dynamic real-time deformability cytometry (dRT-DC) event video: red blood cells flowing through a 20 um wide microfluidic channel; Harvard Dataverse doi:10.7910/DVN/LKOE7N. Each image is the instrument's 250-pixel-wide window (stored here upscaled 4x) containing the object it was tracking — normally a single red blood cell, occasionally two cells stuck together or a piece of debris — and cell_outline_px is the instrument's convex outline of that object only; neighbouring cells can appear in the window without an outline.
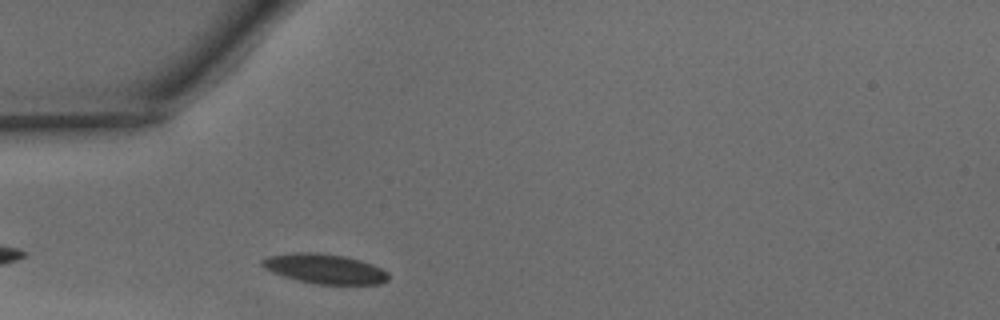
{"species": "common noctule bat (a hibernating species)", "species_latin": "Nyctalus noctula", "temperature_condition": "warm", "stored_images_in_passage": 26, "camera_frame_rate_fps": 3000, "um_per_image_px": 0.085, "animal": {"sex": "male", "body_mass_g": 15.6}, "frame": {"image": 1, "passage_image": 3, "time_ms": 0.667, "image_size_px": [1000, 320], "cell_outline_px": [[388, 280], [380, 284], [316, 284], [284, 276], [272, 272], [264, 268], [260, 264], [260, 260], [264, 256], [292, 252], [316, 252], [344, 256], [360, 260], [372, 264], [388, 272]], "centroid_in_image_um": [27.55, 22.83], "position_along_channel_um": 57.4, "area_um2": 21.96}}
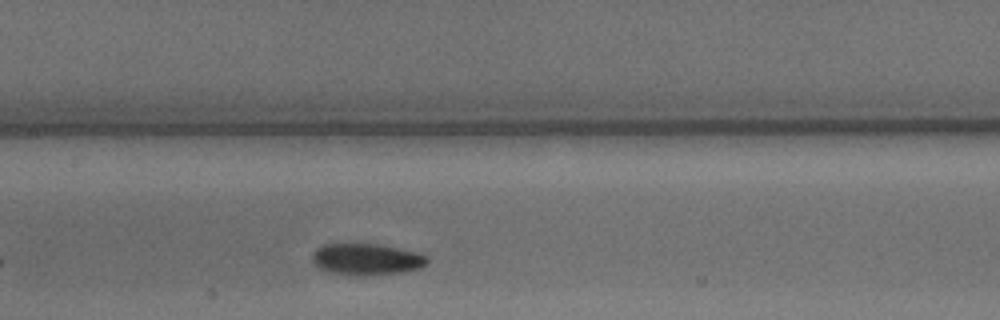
{"frame": {"image": 2, "passage_image": 12, "time_ms": 3.667, "image_size_px": [1000, 320], "cell_outline_px": [[428, 260], [420, 268], [404, 272], [332, 272], [320, 268], [312, 260], [312, 252], [316, 248], [324, 244], [376, 244], [420, 252], [428, 256]], "centroid_in_image_um": [31.18, 21.97], "position_along_channel_um": 176.2, "area_um2": 20.0}}
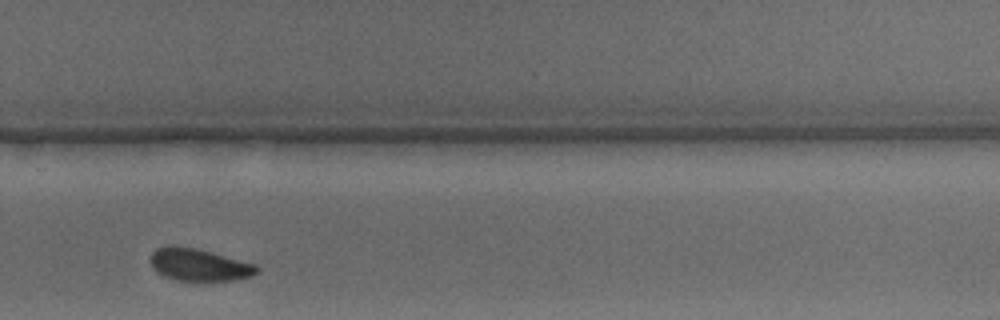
{"frame": {"image": 3, "passage_image": 22, "time_ms": 7.0, "image_size_px": [1000, 320], "cell_outline_px": [[260, 268], [252, 276], [236, 280], [176, 280], [164, 276], [156, 272], [152, 268], [148, 260], [152, 252], [156, 248], [168, 244], [172, 244], [196, 248], [212, 252], [256, 264]], "centroid_in_image_um": [16.86, 22.48], "position_along_channel_um": 312.9, "area_um2": 20.35}, "authors_computed_cell_mechanics": {"area_um2": 21.1548, "velocity_mm_per_s": 4.1112, "shape_relaxation_time_tau1_ms": 5.3178, "shape_relaxation_time_tau2_ms": 3.8743, "deformation_change_tau1": 0.1406, "deformation_change_tau2": 0.0893}}